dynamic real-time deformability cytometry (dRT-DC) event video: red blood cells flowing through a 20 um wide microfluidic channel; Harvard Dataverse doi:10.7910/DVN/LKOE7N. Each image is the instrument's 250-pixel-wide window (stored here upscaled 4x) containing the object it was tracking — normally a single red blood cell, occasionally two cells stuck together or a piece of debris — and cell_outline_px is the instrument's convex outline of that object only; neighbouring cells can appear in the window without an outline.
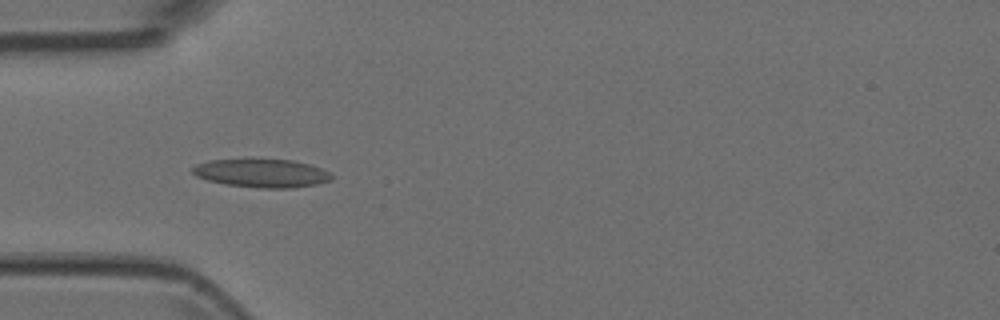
{"species": "Egyptian fruit bat (a non-hibernating species)", "species_latin": "Rousettus aegyptiacus", "temperature_condition": "room temperature", "stored_images_in_passage": 5, "camera_frame_rate_fps": 3000, "um_per_image_px": 0.085, "animal": {"sex": "female"}, "frame": {"image": 1, "passage_image": 3, "time_ms": 0.667, "image_size_px": [1000, 320], "cell_outline_px": [[332, 180], [316, 184], [292, 188], [260, 188], [224, 184], [208, 180], [196, 176], [192, 172], [192, 168], [196, 164], [208, 160], [292, 160], [308, 164], [320, 168], [328, 172], [332, 176]], "centroid_in_image_um": [22.23, 14.73], "position_along_channel_um": 62.8, "area_um2": 22.72}}
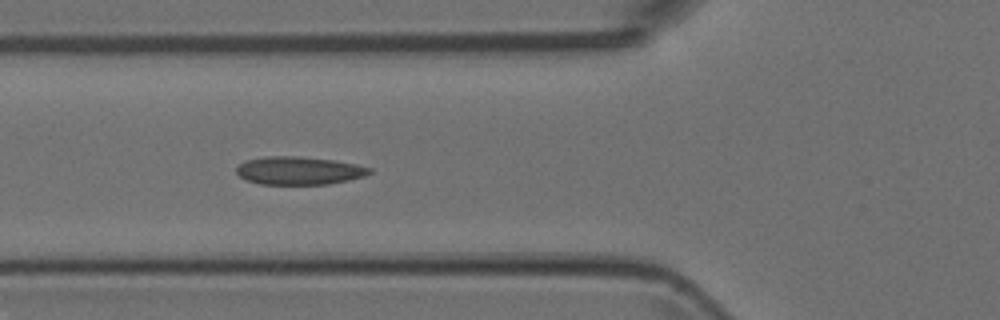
{"frame": {"image": 2, "passage_image": 4, "time_ms": 1.0, "image_size_px": [1000, 320], "cell_outline_px": [[372, 172], [364, 176], [348, 180], [328, 184], [260, 184], [248, 180], [240, 176], [236, 172], [236, 168], [244, 160], [264, 156], [300, 156], [336, 160], [356, 164], [372, 168]], "centroid_in_image_um": [25.42, 14.49], "position_along_channel_um": 100.4, "area_um2": 21.85}}
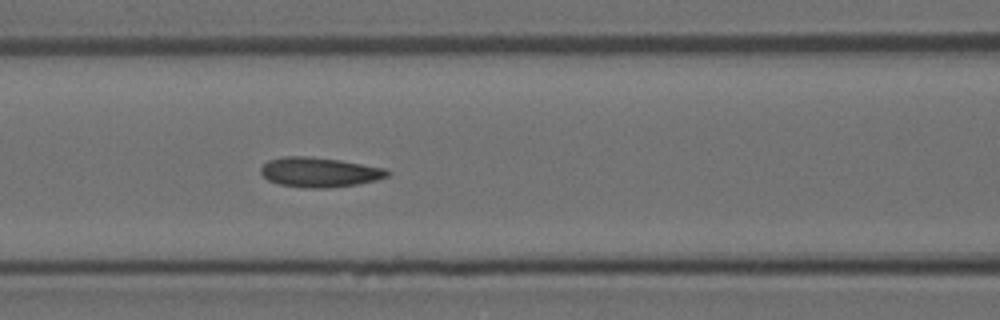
{"frame": {"image": 3, "passage_image": 5, "time_ms": 1.333, "image_size_px": [1000, 320], "cell_outline_px": [[392, 172], [388, 176], [376, 180], [356, 184], [328, 188], [304, 188], [280, 184], [268, 180], [260, 172], [260, 168], [268, 160], [284, 156], [308, 156], [340, 160], [384, 168]], "centroid_in_image_um": [27.14, 14.63], "position_along_channel_um": 139.5, "area_um2": 21.91}}